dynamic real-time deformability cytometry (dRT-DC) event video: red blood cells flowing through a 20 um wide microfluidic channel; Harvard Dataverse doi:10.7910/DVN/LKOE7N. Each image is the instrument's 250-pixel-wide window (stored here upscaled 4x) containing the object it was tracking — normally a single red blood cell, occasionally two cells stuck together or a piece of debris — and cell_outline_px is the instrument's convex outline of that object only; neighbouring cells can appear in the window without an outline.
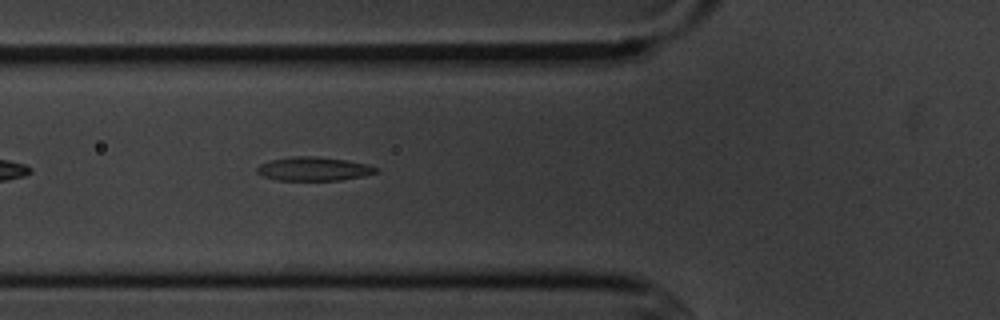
{"species": "common noctule bat (a hibernating species)", "species_latin": "Nyctalus noctula", "temperature_condition": "cold", "stored_images_in_passage": 6, "camera_frame_rate_fps": 3000, "um_per_image_px": 0.085, "animal": {"sex": "male", "body_mass_g": 20.1, "forearm_length_mm": 53.5}, "frame": {"image": 1, "passage_image": 6, "time_ms": 5.667, "image_size_px": [1000, 320], "cell_outline_px": [[380, 172], [364, 176], [340, 180], [276, 180], [264, 176], [256, 172], [256, 168], [260, 164], [272, 160], [292, 156], [320, 156], [348, 160], [368, 164], [380, 168]], "centroid_in_image_um": [26.73, 14.35], "position_along_channel_um": 99.1, "area_um2": 16.7}}